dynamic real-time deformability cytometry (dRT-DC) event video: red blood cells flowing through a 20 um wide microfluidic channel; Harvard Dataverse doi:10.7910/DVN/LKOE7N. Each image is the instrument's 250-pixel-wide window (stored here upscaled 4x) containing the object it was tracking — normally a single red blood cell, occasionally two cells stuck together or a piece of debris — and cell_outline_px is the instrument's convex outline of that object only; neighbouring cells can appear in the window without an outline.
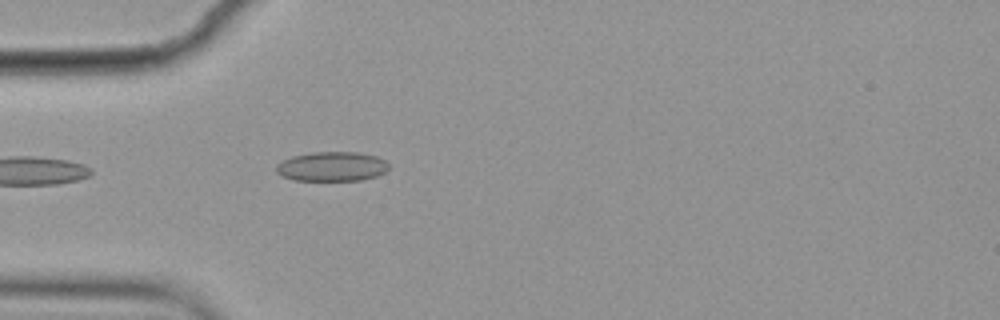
{"species": "common noctule bat (a hibernating species)", "species_latin": "Nyctalus noctula", "temperature_condition": "cold", "stored_images_in_passage": 5, "camera_frame_rate_fps": 3000, "um_per_image_px": 0.085, "animal": {"sex": "female", "body_mass_g": 19.9}, "frame": {"image": 1, "passage_image": 5, "time_ms": 1.333, "image_size_px": [1000, 320], "cell_outline_px": [[388, 168], [384, 172], [376, 176], [360, 180], [292, 180], [280, 176], [276, 172], [276, 164], [292, 156], [312, 152], [360, 152], [376, 156], [384, 160], [388, 164]], "centroid_in_image_um": [28.18, 14.15], "position_along_channel_um": 56.8, "area_um2": 19.36}}